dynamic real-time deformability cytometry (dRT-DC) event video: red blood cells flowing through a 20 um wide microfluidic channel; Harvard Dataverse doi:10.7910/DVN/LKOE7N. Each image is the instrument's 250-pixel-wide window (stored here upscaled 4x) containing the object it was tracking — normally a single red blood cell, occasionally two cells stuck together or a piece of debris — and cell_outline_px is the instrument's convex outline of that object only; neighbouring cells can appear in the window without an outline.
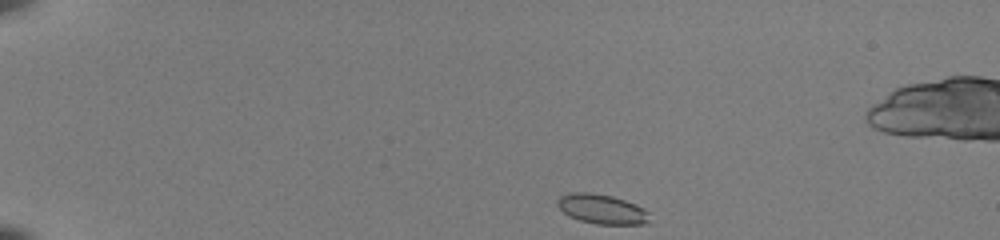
{"species": "common noctule bat (a hibernating species)", "species_latin": "Nyctalus noctula", "temperature_condition": "room temperature", "stored_images_in_passage": 42, "camera_frame_rate_fps": 3000, "um_per_image_px": 0.085, "animal": {"sex": "female", "body_mass_g": 22.0, "forearm_length_mm": 56.7}, "frame": {"image": 1, "passage_image": 1, "time_ms": 0.0, "image_size_px": [1000, 240], "cell_outline_px": [[648, 220], [644, 224], [596, 224], [580, 220], [568, 216], [556, 204], [556, 200], [560, 196], [568, 192], [588, 192], [612, 196], [636, 204], [644, 208], [648, 212]], "centroid_in_image_um": [51.12, 17.76], "position_along_channel_um": 33.9, "area_um2": 15.9}}
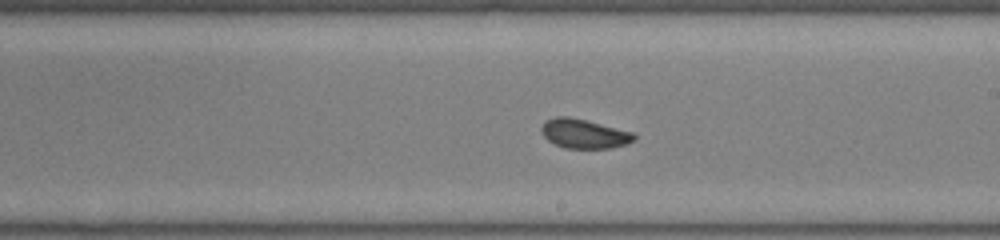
{"frame": {"image": 2, "passage_image": 23, "time_ms": 7.333, "image_size_px": [1000, 240], "cell_outline_px": [[636, 140], [612, 148], [564, 148], [548, 140], [540, 132], [540, 128], [548, 120], [556, 116], [568, 116], [632, 132], [636, 136]], "centroid_in_image_um": [49.63, 11.37], "position_along_channel_um": 239.4, "area_um2": 15.55}}
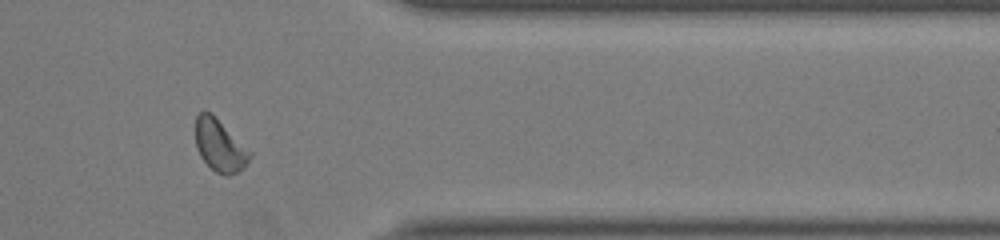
{"frame": {"image": 3, "passage_image": 35, "time_ms": 11.333, "image_size_px": [1000, 240], "cell_outline_px": [[252, 156], [244, 168], [228, 176], [224, 176], [216, 172], [200, 156], [196, 148], [196, 116], [200, 112], [212, 112], [252, 152]], "centroid_in_image_um": [18.7, 12.36], "position_along_channel_um": 392.7, "area_um2": 16.59}, "authors_computed_cell_mechanics": {"area_um2": 15.7794, "velocity_mm_per_s": 3.9983, "shape_relaxation_time_tau1_ms": 6.4306, "shape_relaxation_time_tau2_ms": 1.0078, "deformation_change_tau1": 0.142, "deformation_change_tau2": 0.0423}}